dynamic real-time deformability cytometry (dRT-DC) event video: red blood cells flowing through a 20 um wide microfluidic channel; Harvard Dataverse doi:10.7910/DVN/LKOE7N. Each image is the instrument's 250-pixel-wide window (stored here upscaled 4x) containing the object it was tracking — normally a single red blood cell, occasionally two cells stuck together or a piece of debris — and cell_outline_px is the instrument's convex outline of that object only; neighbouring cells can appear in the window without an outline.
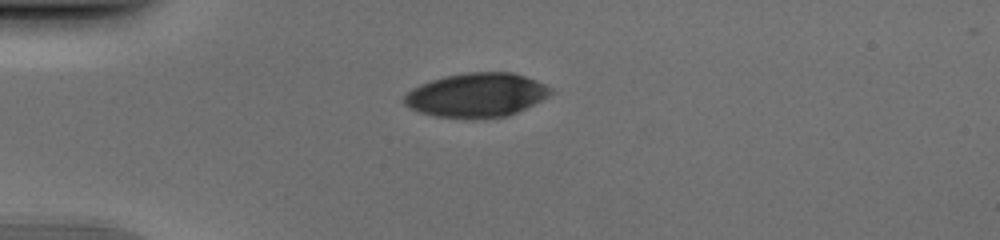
{"species": "human", "species_latin": "Homo sapiens", "temperature_condition": "cold", "stored_images_in_passage": 39, "camera_frame_rate_fps": 3000, "um_per_image_px": 0.085, "donor": {"sex": "male"}, "frame": {"image": 1, "passage_image": 1, "time_ms": 0.0, "image_size_px": [1000, 240], "cell_outline_px": [[552, 92], [548, 96], [508, 116], [436, 116], [420, 112], [408, 108], [404, 104], [404, 96], [412, 88], [420, 84], [444, 76], [468, 72], [512, 72], [536, 80], [552, 88]], "centroid_in_image_um": [40.48, 8.04], "position_along_channel_um": 44.5, "area_um2": 36.7}}
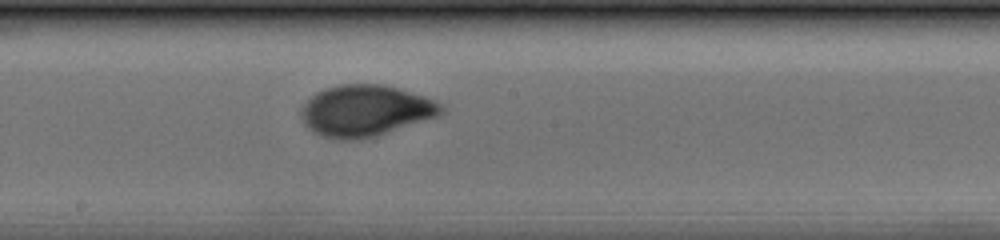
{"frame": {"image": 2, "passage_image": 16, "time_ms": 5.0, "image_size_px": [1000, 240], "cell_outline_px": [[444, 112], [436, 116], [376, 136], [360, 140], [336, 140], [312, 132], [304, 124], [300, 116], [300, 108], [316, 92], [324, 88], [340, 84], [380, 84], [400, 88], [436, 100], [444, 108]], "centroid_in_image_um": [31.02, 9.41], "position_along_channel_um": 217.2, "area_um2": 42.02}}
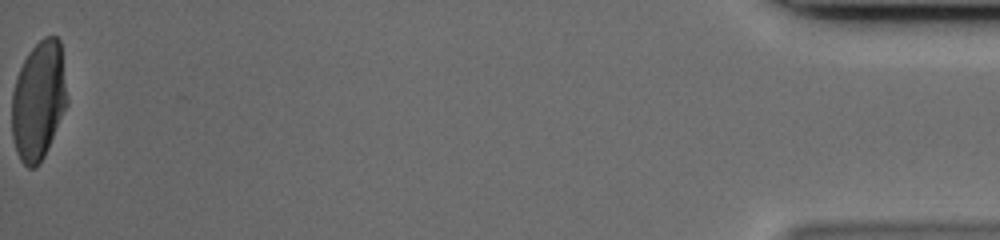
{"frame": {"image": 3, "passage_image": 39, "time_ms": 12.667, "image_size_px": [1000, 240], "cell_outline_px": [[68, 104], [48, 148], [44, 156], [36, 168], [28, 168], [20, 160], [16, 152], [12, 136], [12, 92], [16, 76], [28, 52], [44, 36], [56, 36], [60, 40], [68, 100]], "centroid_in_image_um": [3.28, 8.55], "position_along_channel_um": 431.9, "area_um2": 38.49}}